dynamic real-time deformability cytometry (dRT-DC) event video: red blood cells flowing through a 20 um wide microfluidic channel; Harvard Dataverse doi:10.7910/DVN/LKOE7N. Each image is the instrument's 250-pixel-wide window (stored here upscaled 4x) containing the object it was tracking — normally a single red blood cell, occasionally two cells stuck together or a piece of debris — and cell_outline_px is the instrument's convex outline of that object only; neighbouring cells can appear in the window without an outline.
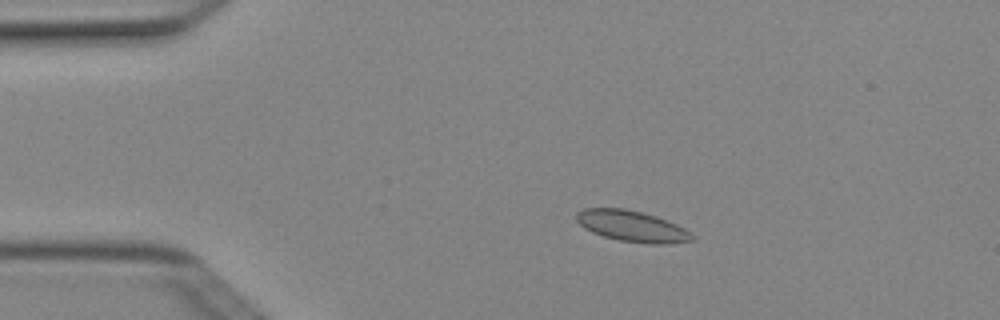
{"species": "Egyptian fruit bat (a non-hibernating species)", "species_latin": "Rousettus aegyptiacus", "temperature_condition": "cold", "stored_images_in_passage": 4, "camera_frame_rate_fps": 3000, "um_per_image_px": 0.085, "animal": {"sex": "female"}, "frame": {"image": 1, "passage_image": 2, "time_ms": 0.333, "image_size_px": [1000, 320], "cell_outline_px": [[696, 236], [692, 240], [668, 244], [652, 244], [620, 240], [604, 236], [592, 232], [584, 228], [576, 220], [576, 212], [584, 208], [624, 208], [644, 212], [656, 216], [676, 224], [684, 228]], "centroid_in_image_um": [53.72, 19.21], "position_along_channel_um": 31.3, "area_um2": 20.92}}
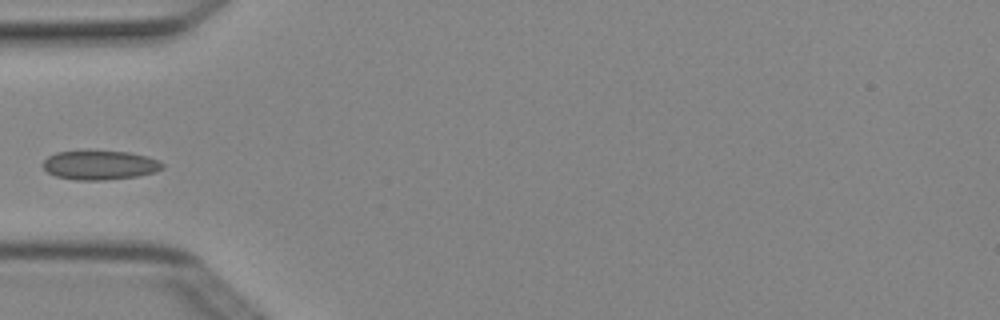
{"frame": {"image": 2, "passage_image": 4, "time_ms": 1.0, "image_size_px": [1000, 320], "cell_outline_px": [[164, 168], [156, 172], [136, 176], [104, 180], [76, 180], [56, 176], [48, 172], [40, 164], [48, 156], [56, 152], [128, 152], [148, 156], [160, 160], [164, 164]], "centroid_in_image_um": [8.51, 14.04], "position_along_channel_um": 76.5, "area_um2": 20.17}}